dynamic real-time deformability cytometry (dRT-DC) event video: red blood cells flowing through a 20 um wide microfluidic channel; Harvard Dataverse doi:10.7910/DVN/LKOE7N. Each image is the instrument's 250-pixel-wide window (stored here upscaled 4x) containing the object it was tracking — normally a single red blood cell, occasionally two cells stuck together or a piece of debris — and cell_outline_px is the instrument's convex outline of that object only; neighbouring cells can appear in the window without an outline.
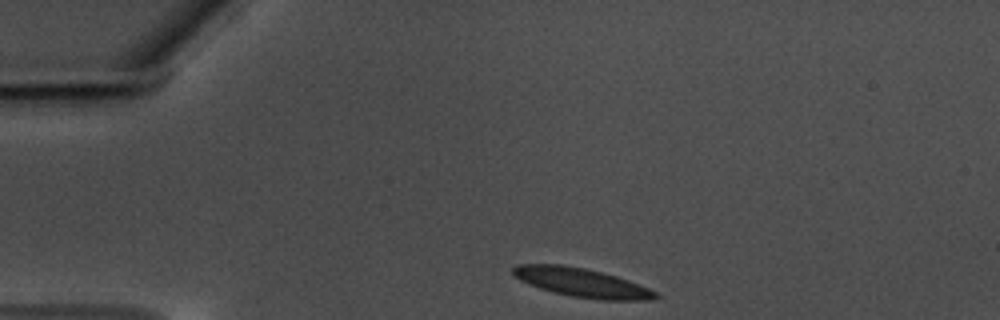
{"species": "common noctule bat (a hibernating species)", "species_latin": "Nyctalus noctula", "temperature_condition": "warm", "stored_images_in_passage": 37, "camera_frame_rate_fps": 3000, "um_per_image_px": 0.085, "animal": {"sex": "male", "body_mass_g": 17.5, "forearm_length_mm": 52.3}, "frame": {"image": 1, "passage_image": 1, "time_ms": 0.0, "image_size_px": [1000, 320], "cell_outline_px": [[660, 296], [648, 300], [600, 300], [572, 296], [552, 292], [528, 284], [520, 280], [512, 272], [512, 268], [516, 264], [564, 264], [584, 268], [616, 276], [628, 280], [648, 288], [656, 292]], "centroid_in_image_um": [49.42, 24.01], "position_along_channel_um": 35.6, "area_um2": 23.87}}
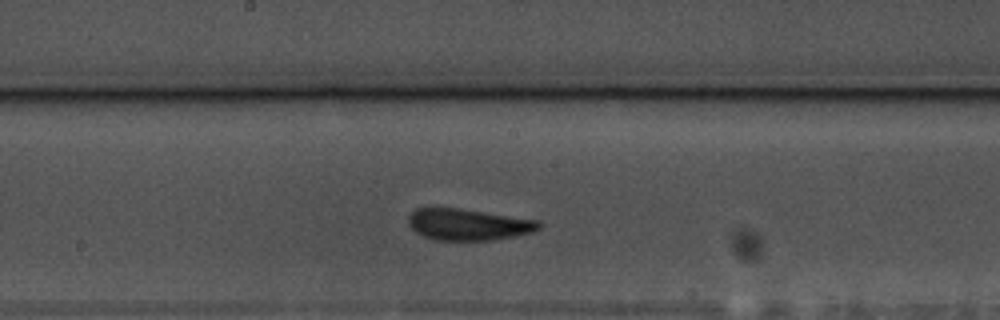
{"frame": {"image": 2, "passage_image": 20, "time_ms": 6.333, "image_size_px": [1000, 320], "cell_outline_px": [[540, 228], [532, 232], [516, 236], [492, 240], [436, 240], [424, 236], [416, 232], [408, 224], [408, 216], [416, 208], [456, 208], [540, 220]], "centroid_in_image_um": [39.8, 19.09], "position_along_channel_um": 208.4, "area_um2": 23.81}}
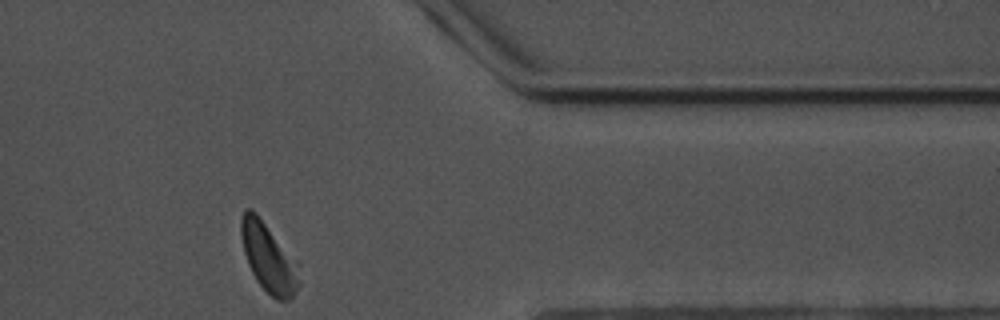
{"frame": {"image": 3, "passage_image": 37, "time_ms": 12.0, "image_size_px": [1000, 320], "cell_outline_px": [[300, 284], [296, 292], [288, 300], [276, 300], [256, 280], [248, 264], [244, 252], [240, 236], [240, 220], [244, 208], [252, 208], [256, 212], [300, 264]], "centroid_in_image_um": [22.84, 21.87], "position_along_channel_um": 388.6, "area_um2": 23.64}, "authors_computed_cell_mechanics": {"area_um2": 23.5824, "velocity_mm_per_s": 3.4582, "shape_relaxation_time_tau1_ms": 2.1719, "shape_relaxation_time_tau2_ms": 0.93, "deformation_change_tau1": 0.12, "deformation_change_tau2": 0.0923}}